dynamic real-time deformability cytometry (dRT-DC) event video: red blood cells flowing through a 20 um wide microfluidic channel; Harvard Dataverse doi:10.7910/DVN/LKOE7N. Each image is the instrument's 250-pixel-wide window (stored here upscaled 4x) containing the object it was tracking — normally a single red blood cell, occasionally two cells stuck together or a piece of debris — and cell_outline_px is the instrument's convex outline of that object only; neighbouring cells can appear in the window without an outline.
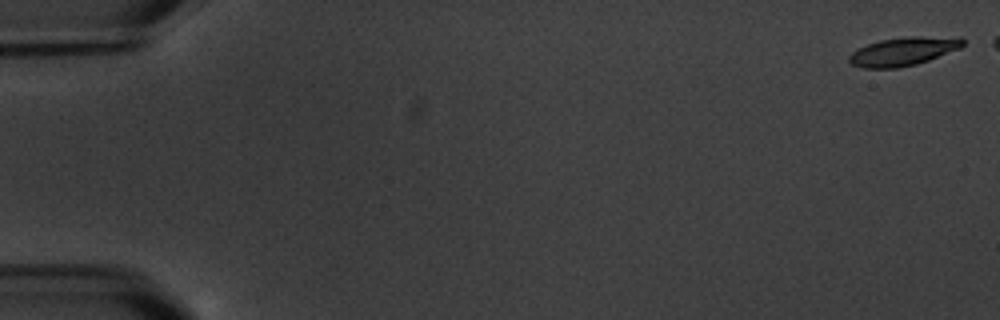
{"species": "common noctule bat (a hibernating species)", "species_latin": "Nyctalus noctula", "temperature_condition": "warm", "stored_images_in_passage": 7, "camera_frame_rate_fps": 3000, "um_per_image_px": 0.085, "animal": {"sex": "male", "body_mass_g": 20.1, "forearm_length_mm": 53.5}, "frame": {"image": 1, "passage_image": 1, "time_ms": 0.0, "image_size_px": [1000, 320], "cell_outline_px": [[964, 44], [960, 48], [928, 60], [916, 64], [900, 68], [864, 68], [852, 64], [848, 60], [848, 56], [856, 48], [880, 40], [908, 36], [960, 36], [964, 40]], "centroid_in_image_um": [76.8, 4.35], "position_along_channel_um": 8.2, "area_um2": 19.07}}